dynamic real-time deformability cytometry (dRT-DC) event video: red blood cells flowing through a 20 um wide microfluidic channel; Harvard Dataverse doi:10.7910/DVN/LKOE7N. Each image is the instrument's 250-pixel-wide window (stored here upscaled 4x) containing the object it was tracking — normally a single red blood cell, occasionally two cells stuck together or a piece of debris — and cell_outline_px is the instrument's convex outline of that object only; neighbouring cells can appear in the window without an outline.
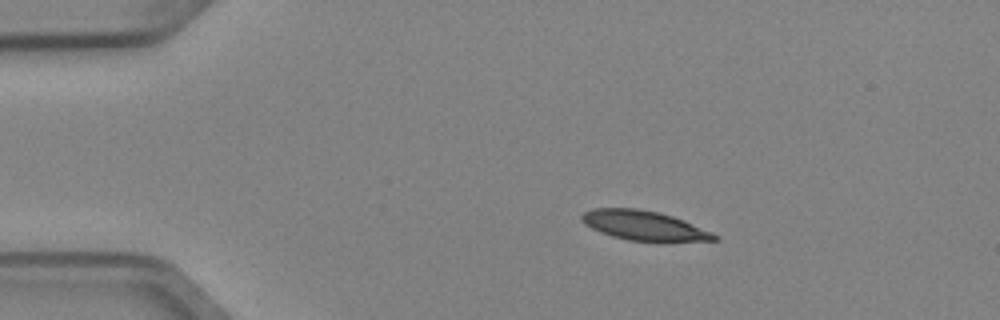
{"species": "Egyptian fruit bat (a non-hibernating species)", "species_latin": "Rousettus aegyptiacus", "temperature_condition": "cold", "stored_images_in_passage": 6, "camera_frame_rate_fps": 3000, "um_per_image_px": 0.085, "animal": {"sex": "female"}, "frame": {"image": 1, "passage_image": 1, "time_ms": 0.0, "image_size_px": [1000, 320], "cell_outline_px": [[720, 240], [628, 240], [612, 236], [600, 232], [584, 224], [580, 220], [580, 216], [584, 212], [592, 208], [636, 208], [656, 212], [672, 216], [684, 220], [712, 232], [720, 236]], "centroid_in_image_um": [54.69, 19.15], "position_along_channel_um": 30.3, "area_um2": 22.43}}
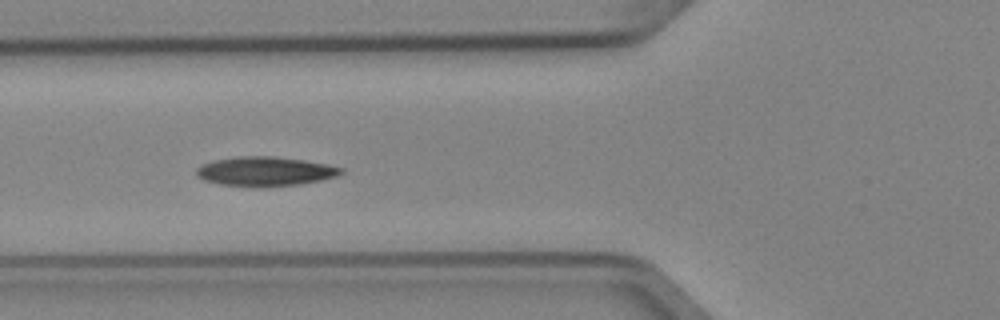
{"frame": {"image": 2, "passage_image": 4, "time_ms": 1.0, "image_size_px": [1000, 320], "cell_outline_px": [[344, 172], [336, 176], [320, 180], [300, 184], [260, 188], [220, 184], [204, 180], [196, 176], [196, 168], [212, 160], [240, 156], [272, 156], [304, 160], [328, 164], [344, 168]], "centroid_in_image_um": [22.53, 14.57], "position_along_channel_um": 103.3, "area_um2": 24.97}}
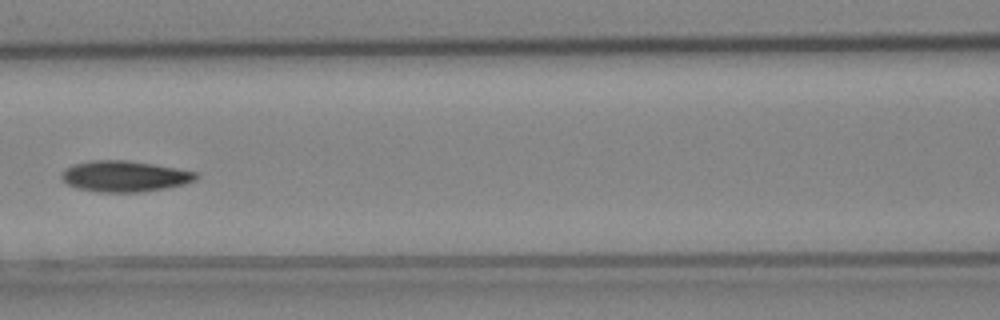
{"frame": {"image": 3, "passage_image": 5, "time_ms": 1.333, "image_size_px": [1000, 320], "cell_outline_px": [[200, 176], [196, 180], [184, 184], [164, 188], [136, 192], [100, 192], [76, 188], [68, 184], [60, 176], [64, 168], [72, 164], [88, 160], [128, 160], [176, 168], [196, 172]], "centroid_in_image_um": [10.56, 14.97], "position_along_channel_um": 156.0, "area_um2": 24.28}}